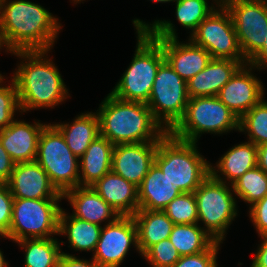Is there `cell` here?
I'll use <instances>...</instances> for the list:
<instances>
[{
    "label": "cell",
    "instance_id": "cell-40",
    "mask_svg": "<svg viewBox=\"0 0 267 267\" xmlns=\"http://www.w3.org/2000/svg\"><path fill=\"white\" fill-rule=\"evenodd\" d=\"M15 163L6 152L0 141V183H7L13 171Z\"/></svg>",
    "mask_w": 267,
    "mask_h": 267
},
{
    "label": "cell",
    "instance_id": "cell-2",
    "mask_svg": "<svg viewBox=\"0 0 267 267\" xmlns=\"http://www.w3.org/2000/svg\"><path fill=\"white\" fill-rule=\"evenodd\" d=\"M49 51L12 52L22 60L12 76L17 87L21 113L54 108L70 97L57 66L51 58L47 59Z\"/></svg>",
    "mask_w": 267,
    "mask_h": 267
},
{
    "label": "cell",
    "instance_id": "cell-33",
    "mask_svg": "<svg viewBox=\"0 0 267 267\" xmlns=\"http://www.w3.org/2000/svg\"><path fill=\"white\" fill-rule=\"evenodd\" d=\"M163 212L174 224H198L196 197L193 192L175 197Z\"/></svg>",
    "mask_w": 267,
    "mask_h": 267
},
{
    "label": "cell",
    "instance_id": "cell-11",
    "mask_svg": "<svg viewBox=\"0 0 267 267\" xmlns=\"http://www.w3.org/2000/svg\"><path fill=\"white\" fill-rule=\"evenodd\" d=\"M188 101L187 82L164 60L157 70L147 102L154 118L170 132L183 118Z\"/></svg>",
    "mask_w": 267,
    "mask_h": 267
},
{
    "label": "cell",
    "instance_id": "cell-4",
    "mask_svg": "<svg viewBox=\"0 0 267 267\" xmlns=\"http://www.w3.org/2000/svg\"><path fill=\"white\" fill-rule=\"evenodd\" d=\"M197 143L180 140L167 132L158 142L154 163L182 193L194 192L210 175V162Z\"/></svg>",
    "mask_w": 267,
    "mask_h": 267
},
{
    "label": "cell",
    "instance_id": "cell-47",
    "mask_svg": "<svg viewBox=\"0 0 267 267\" xmlns=\"http://www.w3.org/2000/svg\"><path fill=\"white\" fill-rule=\"evenodd\" d=\"M233 1H267V0H233Z\"/></svg>",
    "mask_w": 267,
    "mask_h": 267
},
{
    "label": "cell",
    "instance_id": "cell-7",
    "mask_svg": "<svg viewBox=\"0 0 267 267\" xmlns=\"http://www.w3.org/2000/svg\"><path fill=\"white\" fill-rule=\"evenodd\" d=\"M132 22L136 32L148 31L161 44L165 60L186 82L212 60L206 49L194 44L190 39L187 43L179 42L177 30L171 21L157 19L146 23L136 18Z\"/></svg>",
    "mask_w": 267,
    "mask_h": 267
},
{
    "label": "cell",
    "instance_id": "cell-39",
    "mask_svg": "<svg viewBox=\"0 0 267 267\" xmlns=\"http://www.w3.org/2000/svg\"><path fill=\"white\" fill-rule=\"evenodd\" d=\"M58 267H100L93 259H80L77 256L62 252Z\"/></svg>",
    "mask_w": 267,
    "mask_h": 267
},
{
    "label": "cell",
    "instance_id": "cell-32",
    "mask_svg": "<svg viewBox=\"0 0 267 267\" xmlns=\"http://www.w3.org/2000/svg\"><path fill=\"white\" fill-rule=\"evenodd\" d=\"M208 0H176V18L180 25L191 30L189 37L195 32L198 25L207 18L217 7Z\"/></svg>",
    "mask_w": 267,
    "mask_h": 267
},
{
    "label": "cell",
    "instance_id": "cell-30",
    "mask_svg": "<svg viewBox=\"0 0 267 267\" xmlns=\"http://www.w3.org/2000/svg\"><path fill=\"white\" fill-rule=\"evenodd\" d=\"M235 196L252 206L267 195V174L258 166L232 184Z\"/></svg>",
    "mask_w": 267,
    "mask_h": 267
},
{
    "label": "cell",
    "instance_id": "cell-16",
    "mask_svg": "<svg viewBox=\"0 0 267 267\" xmlns=\"http://www.w3.org/2000/svg\"><path fill=\"white\" fill-rule=\"evenodd\" d=\"M158 142L115 145L111 171L138 187L154 164Z\"/></svg>",
    "mask_w": 267,
    "mask_h": 267
},
{
    "label": "cell",
    "instance_id": "cell-23",
    "mask_svg": "<svg viewBox=\"0 0 267 267\" xmlns=\"http://www.w3.org/2000/svg\"><path fill=\"white\" fill-rule=\"evenodd\" d=\"M182 192L163 175L154 163L138 186L139 209L163 211Z\"/></svg>",
    "mask_w": 267,
    "mask_h": 267
},
{
    "label": "cell",
    "instance_id": "cell-13",
    "mask_svg": "<svg viewBox=\"0 0 267 267\" xmlns=\"http://www.w3.org/2000/svg\"><path fill=\"white\" fill-rule=\"evenodd\" d=\"M230 12L238 43L248 61L267 37V1H233Z\"/></svg>",
    "mask_w": 267,
    "mask_h": 267
},
{
    "label": "cell",
    "instance_id": "cell-42",
    "mask_svg": "<svg viewBox=\"0 0 267 267\" xmlns=\"http://www.w3.org/2000/svg\"><path fill=\"white\" fill-rule=\"evenodd\" d=\"M261 243L254 255L252 265L250 267H267V234L261 235Z\"/></svg>",
    "mask_w": 267,
    "mask_h": 267
},
{
    "label": "cell",
    "instance_id": "cell-15",
    "mask_svg": "<svg viewBox=\"0 0 267 267\" xmlns=\"http://www.w3.org/2000/svg\"><path fill=\"white\" fill-rule=\"evenodd\" d=\"M253 66L242 65L221 88L217 98L239 119L264 98V86L253 74Z\"/></svg>",
    "mask_w": 267,
    "mask_h": 267
},
{
    "label": "cell",
    "instance_id": "cell-44",
    "mask_svg": "<svg viewBox=\"0 0 267 267\" xmlns=\"http://www.w3.org/2000/svg\"><path fill=\"white\" fill-rule=\"evenodd\" d=\"M216 2V7H227L233 0H212Z\"/></svg>",
    "mask_w": 267,
    "mask_h": 267
},
{
    "label": "cell",
    "instance_id": "cell-5",
    "mask_svg": "<svg viewBox=\"0 0 267 267\" xmlns=\"http://www.w3.org/2000/svg\"><path fill=\"white\" fill-rule=\"evenodd\" d=\"M136 33L133 59L110 94L124 101L147 104L157 70L165 57L161 44L148 31Z\"/></svg>",
    "mask_w": 267,
    "mask_h": 267
},
{
    "label": "cell",
    "instance_id": "cell-35",
    "mask_svg": "<svg viewBox=\"0 0 267 267\" xmlns=\"http://www.w3.org/2000/svg\"><path fill=\"white\" fill-rule=\"evenodd\" d=\"M142 256L152 267H172L181 257L169 238L154 244Z\"/></svg>",
    "mask_w": 267,
    "mask_h": 267
},
{
    "label": "cell",
    "instance_id": "cell-10",
    "mask_svg": "<svg viewBox=\"0 0 267 267\" xmlns=\"http://www.w3.org/2000/svg\"><path fill=\"white\" fill-rule=\"evenodd\" d=\"M61 200L63 199H14L12 220L6 239L15 243L24 239L59 235Z\"/></svg>",
    "mask_w": 267,
    "mask_h": 267
},
{
    "label": "cell",
    "instance_id": "cell-3",
    "mask_svg": "<svg viewBox=\"0 0 267 267\" xmlns=\"http://www.w3.org/2000/svg\"><path fill=\"white\" fill-rule=\"evenodd\" d=\"M96 112L100 136L114 146L159 141L167 133L146 103L124 101L109 93Z\"/></svg>",
    "mask_w": 267,
    "mask_h": 267
},
{
    "label": "cell",
    "instance_id": "cell-48",
    "mask_svg": "<svg viewBox=\"0 0 267 267\" xmlns=\"http://www.w3.org/2000/svg\"><path fill=\"white\" fill-rule=\"evenodd\" d=\"M72 1V0H71ZM81 1L83 2V1H85V0H73L72 2H74V3H81Z\"/></svg>",
    "mask_w": 267,
    "mask_h": 267
},
{
    "label": "cell",
    "instance_id": "cell-20",
    "mask_svg": "<svg viewBox=\"0 0 267 267\" xmlns=\"http://www.w3.org/2000/svg\"><path fill=\"white\" fill-rule=\"evenodd\" d=\"M119 216H133L139 210L138 187L110 171L92 186Z\"/></svg>",
    "mask_w": 267,
    "mask_h": 267
},
{
    "label": "cell",
    "instance_id": "cell-29",
    "mask_svg": "<svg viewBox=\"0 0 267 267\" xmlns=\"http://www.w3.org/2000/svg\"><path fill=\"white\" fill-rule=\"evenodd\" d=\"M169 240L180 256L201 253L215 242L199 224H174Z\"/></svg>",
    "mask_w": 267,
    "mask_h": 267
},
{
    "label": "cell",
    "instance_id": "cell-14",
    "mask_svg": "<svg viewBox=\"0 0 267 267\" xmlns=\"http://www.w3.org/2000/svg\"><path fill=\"white\" fill-rule=\"evenodd\" d=\"M103 226L92 255L100 267H119L132 245L139 252L133 216H119L114 222Z\"/></svg>",
    "mask_w": 267,
    "mask_h": 267
},
{
    "label": "cell",
    "instance_id": "cell-1",
    "mask_svg": "<svg viewBox=\"0 0 267 267\" xmlns=\"http://www.w3.org/2000/svg\"><path fill=\"white\" fill-rule=\"evenodd\" d=\"M46 8L29 0H0V50H50L61 24Z\"/></svg>",
    "mask_w": 267,
    "mask_h": 267
},
{
    "label": "cell",
    "instance_id": "cell-38",
    "mask_svg": "<svg viewBox=\"0 0 267 267\" xmlns=\"http://www.w3.org/2000/svg\"><path fill=\"white\" fill-rule=\"evenodd\" d=\"M249 218L259 236L267 234V195L249 207Z\"/></svg>",
    "mask_w": 267,
    "mask_h": 267
},
{
    "label": "cell",
    "instance_id": "cell-8",
    "mask_svg": "<svg viewBox=\"0 0 267 267\" xmlns=\"http://www.w3.org/2000/svg\"><path fill=\"white\" fill-rule=\"evenodd\" d=\"M232 191V192H231ZM196 197L198 224L215 240H225L226 231L238 215L237 201L232 185L209 175L193 192Z\"/></svg>",
    "mask_w": 267,
    "mask_h": 267
},
{
    "label": "cell",
    "instance_id": "cell-9",
    "mask_svg": "<svg viewBox=\"0 0 267 267\" xmlns=\"http://www.w3.org/2000/svg\"><path fill=\"white\" fill-rule=\"evenodd\" d=\"M35 161L61 194L79 186V158L53 123L47 124L40 134Z\"/></svg>",
    "mask_w": 267,
    "mask_h": 267
},
{
    "label": "cell",
    "instance_id": "cell-41",
    "mask_svg": "<svg viewBox=\"0 0 267 267\" xmlns=\"http://www.w3.org/2000/svg\"><path fill=\"white\" fill-rule=\"evenodd\" d=\"M248 64L253 66L254 70L267 69V37L263 46L248 60Z\"/></svg>",
    "mask_w": 267,
    "mask_h": 267
},
{
    "label": "cell",
    "instance_id": "cell-18",
    "mask_svg": "<svg viewBox=\"0 0 267 267\" xmlns=\"http://www.w3.org/2000/svg\"><path fill=\"white\" fill-rule=\"evenodd\" d=\"M46 125L40 120L30 124L24 120L15 119L5 129L0 130L2 146L15 164L35 161L38 140Z\"/></svg>",
    "mask_w": 267,
    "mask_h": 267
},
{
    "label": "cell",
    "instance_id": "cell-24",
    "mask_svg": "<svg viewBox=\"0 0 267 267\" xmlns=\"http://www.w3.org/2000/svg\"><path fill=\"white\" fill-rule=\"evenodd\" d=\"M114 145L102 136L92 141L79 158V186H92L111 171Z\"/></svg>",
    "mask_w": 267,
    "mask_h": 267
},
{
    "label": "cell",
    "instance_id": "cell-21",
    "mask_svg": "<svg viewBox=\"0 0 267 267\" xmlns=\"http://www.w3.org/2000/svg\"><path fill=\"white\" fill-rule=\"evenodd\" d=\"M248 61L212 59L208 65L187 81L189 98L217 96L235 72Z\"/></svg>",
    "mask_w": 267,
    "mask_h": 267
},
{
    "label": "cell",
    "instance_id": "cell-34",
    "mask_svg": "<svg viewBox=\"0 0 267 267\" xmlns=\"http://www.w3.org/2000/svg\"><path fill=\"white\" fill-rule=\"evenodd\" d=\"M4 76L0 74V130L5 129L15 119V111L20 110L18 93L16 84L11 77L10 85H2L4 82Z\"/></svg>",
    "mask_w": 267,
    "mask_h": 267
},
{
    "label": "cell",
    "instance_id": "cell-6",
    "mask_svg": "<svg viewBox=\"0 0 267 267\" xmlns=\"http://www.w3.org/2000/svg\"><path fill=\"white\" fill-rule=\"evenodd\" d=\"M239 131V118L217 96L189 98L183 118L170 133L184 141L198 143L204 133Z\"/></svg>",
    "mask_w": 267,
    "mask_h": 267
},
{
    "label": "cell",
    "instance_id": "cell-43",
    "mask_svg": "<svg viewBox=\"0 0 267 267\" xmlns=\"http://www.w3.org/2000/svg\"><path fill=\"white\" fill-rule=\"evenodd\" d=\"M257 166L267 174V143L257 146Z\"/></svg>",
    "mask_w": 267,
    "mask_h": 267
},
{
    "label": "cell",
    "instance_id": "cell-12",
    "mask_svg": "<svg viewBox=\"0 0 267 267\" xmlns=\"http://www.w3.org/2000/svg\"><path fill=\"white\" fill-rule=\"evenodd\" d=\"M189 39L206 49L212 59L247 61L240 49L230 12L217 7L197 27Z\"/></svg>",
    "mask_w": 267,
    "mask_h": 267
},
{
    "label": "cell",
    "instance_id": "cell-25",
    "mask_svg": "<svg viewBox=\"0 0 267 267\" xmlns=\"http://www.w3.org/2000/svg\"><path fill=\"white\" fill-rule=\"evenodd\" d=\"M63 135L67 146L73 154L80 158L90 143L100 135L99 118L97 112H85L77 115L69 123L53 124Z\"/></svg>",
    "mask_w": 267,
    "mask_h": 267
},
{
    "label": "cell",
    "instance_id": "cell-45",
    "mask_svg": "<svg viewBox=\"0 0 267 267\" xmlns=\"http://www.w3.org/2000/svg\"><path fill=\"white\" fill-rule=\"evenodd\" d=\"M5 256H3L2 251L0 250V267H9L8 262L5 261Z\"/></svg>",
    "mask_w": 267,
    "mask_h": 267
},
{
    "label": "cell",
    "instance_id": "cell-26",
    "mask_svg": "<svg viewBox=\"0 0 267 267\" xmlns=\"http://www.w3.org/2000/svg\"><path fill=\"white\" fill-rule=\"evenodd\" d=\"M133 218L137 226L140 255H143L154 244L169 238L174 226L163 211L139 209Z\"/></svg>",
    "mask_w": 267,
    "mask_h": 267
},
{
    "label": "cell",
    "instance_id": "cell-46",
    "mask_svg": "<svg viewBox=\"0 0 267 267\" xmlns=\"http://www.w3.org/2000/svg\"><path fill=\"white\" fill-rule=\"evenodd\" d=\"M150 1H154V2H158V3H169V2H175L176 0H150Z\"/></svg>",
    "mask_w": 267,
    "mask_h": 267
},
{
    "label": "cell",
    "instance_id": "cell-27",
    "mask_svg": "<svg viewBox=\"0 0 267 267\" xmlns=\"http://www.w3.org/2000/svg\"><path fill=\"white\" fill-rule=\"evenodd\" d=\"M64 210L61 209L59 216V235H67L70 244L68 247L73 250L94 253L102 226L78 219Z\"/></svg>",
    "mask_w": 267,
    "mask_h": 267
},
{
    "label": "cell",
    "instance_id": "cell-36",
    "mask_svg": "<svg viewBox=\"0 0 267 267\" xmlns=\"http://www.w3.org/2000/svg\"><path fill=\"white\" fill-rule=\"evenodd\" d=\"M221 243L215 241L206 251L181 256L172 267H218L217 254Z\"/></svg>",
    "mask_w": 267,
    "mask_h": 267
},
{
    "label": "cell",
    "instance_id": "cell-37",
    "mask_svg": "<svg viewBox=\"0 0 267 267\" xmlns=\"http://www.w3.org/2000/svg\"><path fill=\"white\" fill-rule=\"evenodd\" d=\"M14 198L7 183H0V237L6 238L12 220Z\"/></svg>",
    "mask_w": 267,
    "mask_h": 267
},
{
    "label": "cell",
    "instance_id": "cell-22",
    "mask_svg": "<svg viewBox=\"0 0 267 267\" xmlns=\"http://www.w3.org/2000/svg\"><path fill=\"white\" fill-rule=\"evenodd\" d=\"M256 166L257 146L245 141L225 152L216 162V166L211 163L210 175L216 180L232 185L248 170Z\"/></svg>",
    "mask_w": 267,
    "mask_h": 267
},
{
    "label": "cell",
    "instance_id": "cell-31",
    "mask_svg": "<svg viewBox=\"0 0 267 267\" xmlns=\"http://www.w3.org/2000/svg\"><path fill=\"white\" fill-rule=\"evenodd\" d=\"M239 132H245L247 141L259 146L267 143V101L265 97L239 119Z\"/></svg>",
    "mask_w": 267,
    "mask_h": 267
},
{
    "label": "cell",
    "instance_id": "cell-28",
    "mask_svg": "<svg viewBox=\"0 0 267 267\" xmlns=\"http://www.w3.org/2000/svg\"><path fill=\"white\" fill-rule=\"evenodd\" d=\"M16 243L25 250L24 267H58L63 241L50 237L24 239Z\"/></svg>",
    "mask_w": 267,
    "mask_h": 267
},
{
    "label": "cell",
    "instance_id": "cell-19",
    "mask_svg": "<svg viewBox=\"0 0 267 267\" xmlns=\"http://www.w3.org/2000/svg\"><path fill=\"white\" fill-rule=\"evenodd\" d=\"M62 196L73 208L71 215L83 221L102 226L104 221L106 225L119 217L116 211L90 186H77L65 191Z\"/></svg>",
    "mask_w": 267,
    "mask_h": 267
},
{
    "label": "cell",
    "instance_id": "cell-17",
    "mask_svg": "<svg viewBox=\"0 0 267 267\" xmlns=\"http://www.w3.org/2000/svg\"><path fill=\"white\" fill-rule=\"evenodd\" d=\"M7 185L14 199H63L36 161L15 164Z\"/></svg>",
    "mask_w": 267,
    "mask_h": 267
}]
</instances>
